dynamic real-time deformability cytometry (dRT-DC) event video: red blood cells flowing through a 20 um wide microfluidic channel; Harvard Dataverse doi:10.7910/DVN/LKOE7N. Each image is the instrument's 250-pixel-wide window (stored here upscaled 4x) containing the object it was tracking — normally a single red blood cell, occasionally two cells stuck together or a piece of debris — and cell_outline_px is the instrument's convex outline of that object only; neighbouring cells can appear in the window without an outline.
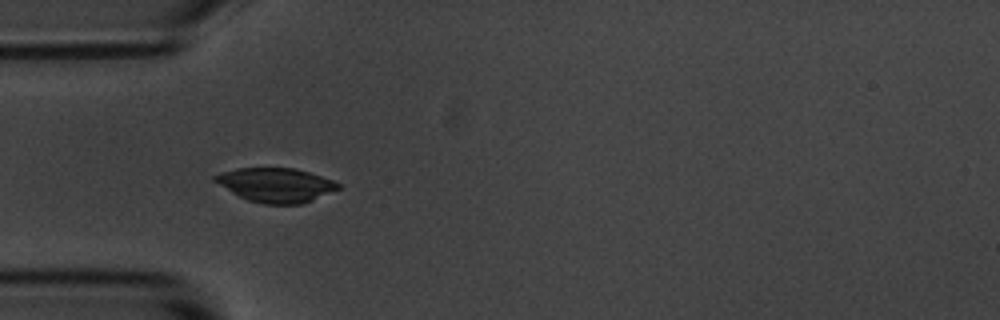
{"species": "common noctule bat (a hibernating species)", "species_latin": "Nyctalus noctula", "temperature_condition": "room temperature", "stored_images_in_passage": 8, "camera_frame_rate_fps": 3000, "um_per_image_px": 0.085, "animal": {"sex": "male", "body_mass_g": 20.1, "forearm_length_mm": 53.5}, "frame": {"image": 1, "passage_image": 5, "time_ms": 4.667, "image_size_px": [1000, 320], "cell_outline_px": [[340, 188], [300, 204], [264, 204], [248, 200], [232, 192], [212, 180], [212, 176], [220, 172], [236, 168], [292, 168], [308, 172], [332, 180], [340, 184]], "centroid_in_image_um": [23.39, 15.71], "position_along_channel_um": 61.6, "area_um2": 24.22}}
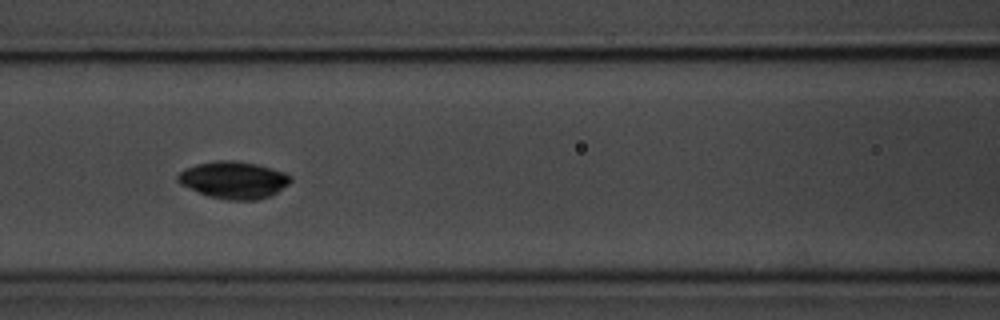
{"frame": {"image": 2, "passage_image": 7, "time_ms": 7.0, "image_size_px": [1000, 320], "cell_outline_px": [[292, 180], [288, 184], [272, 196], [256, 200], [224, 200], [208, 196], [180, 184], [176, 180], [176, 176], [184, 168], [196, 164], [216, 160], [232, 160], [256, 164], [272, 168], [284, 172], [292, 176]], "centroid_in_image_um": [19.86, 15.3], "position_along_channel_um": 146.7, "area_um2": 24.62}}
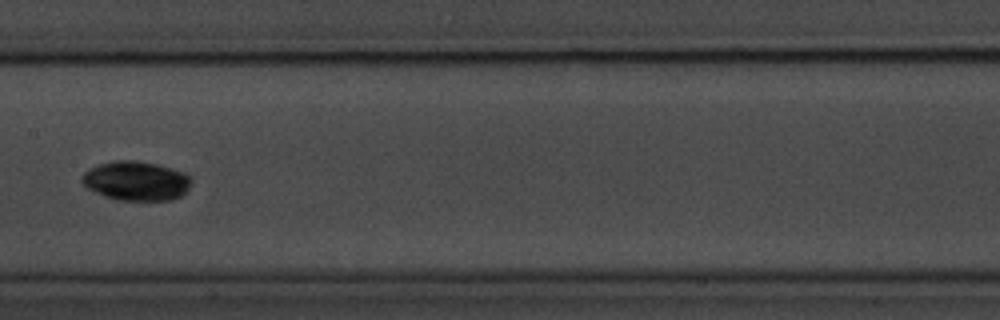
{"frame": {"image": 3, "passage_image": 8, "time_ms": 8.333, "image_size_px": [1000, 320], "cell_outline_px": [[192, 180], [188, 188], [180, 196], [172, 200], [116, 200], [104, 196], [88, 188], [80, 180], [80, 176], [88, 168], [112, 160], [132, 160], [156, 164], [172, 168], [184, 172]], "centroid_in_image_um": [11.54, 15.37], "position_along_channel_um": 195.9, "area_um2": 25.09}}